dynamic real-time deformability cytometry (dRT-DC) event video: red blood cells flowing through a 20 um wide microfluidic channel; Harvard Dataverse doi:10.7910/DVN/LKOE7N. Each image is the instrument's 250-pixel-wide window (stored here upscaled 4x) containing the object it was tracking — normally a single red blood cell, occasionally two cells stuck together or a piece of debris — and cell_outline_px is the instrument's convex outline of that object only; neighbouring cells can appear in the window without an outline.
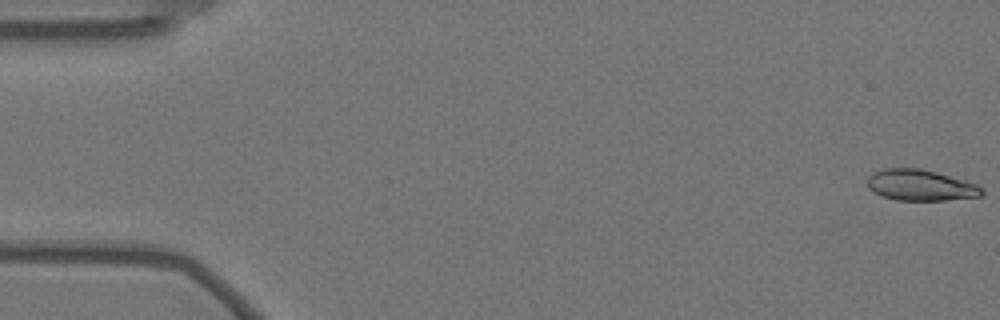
{"species": "Egyptian fruit bat (a non-hibernating species)", "species_latin": "Rousettus aegyptiacus", "temperature_condition": "warm", "stored_images_in_passage": 57, "camera_frame_rate_fps": 3000, "um_per_image_px": 0.085, "animal": {"sex": "female"}, "frame": {"image": 1, "passage_image": 1, "time_ms": 0.0, "image_size_px": [1000, 320], "cell_outline_px": [[984, 192], [980, 196], [944, 200], [896, 200], [872, 192], [868, 188], [868, 176], [872, 172], [884, 168], [920, 168], [936, 172], [976, 184], [984, 188]], "centroid_in_image_um": [78.21, 15.74], "position_along_channel_um": 6.8, "area_um2": 20.63}}
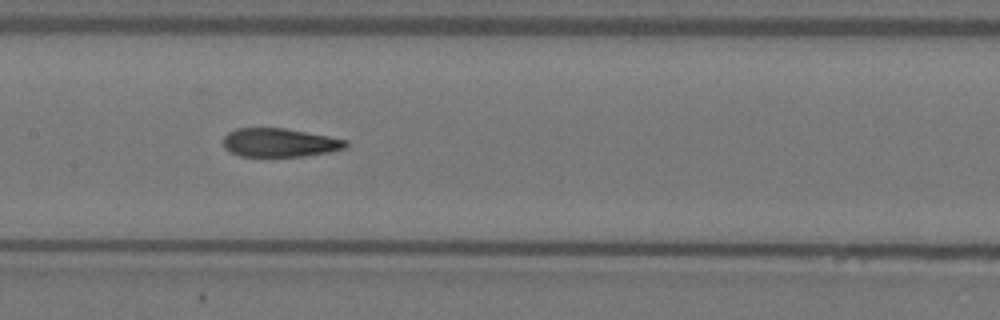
{"frame": {"image": 2, "passage_image": 28, "time_ms": 9.0, "image_size_px": [1000, 320], "cell_outline_px": [[348, 148], [328, 152], [304, 156], [240, 156], [228, 152], [224, 148], [224, 136], [228, 132], [236, 128], [284, 128], [328, 136], [348, 140]], "centroid_in_image_um": [23.76, 12.12], "position_along_channel_um": 183.6, "area_um2": 20.52}}
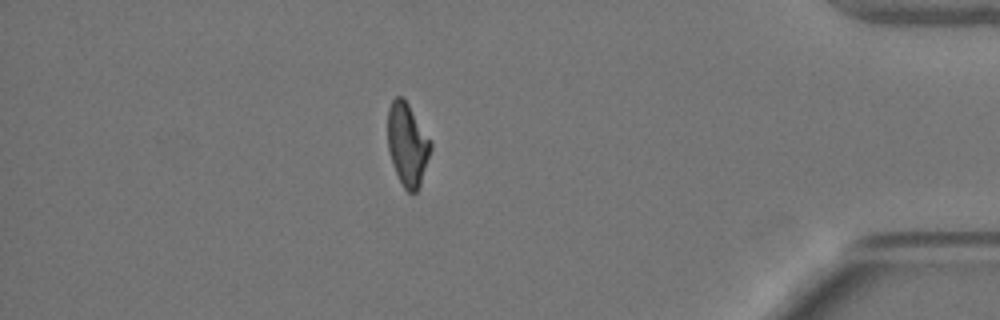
{"frame": {"image": 3, "passage_image": 50, "time_ms": 16.333, "image_size_px": [1000, 320], "cell_outline_px": [[432, 148], [420, 184], [416, 192], [408, 192], [404, 188], [392, 164], [388, 148], [388, 108], [392, 100], [396, 96], [404, 96], [432, 140]], "centroid_in_image_um": [34.64, 12.22], "position_along_channel_um": 400.6, "area_um2": 20.92}, "authors_computed_cell_mechanics": {"area_um2": 21.3282, "velocity_mm_per_s": 3.5265, "shape_relaxation_time_tau1_ms": 10.0403, "shape_relaxation_time_tau2_ms": 2.0992, "deformation_change_tau1": 0.2516, "deformation_change_tau2": 0.0905}}